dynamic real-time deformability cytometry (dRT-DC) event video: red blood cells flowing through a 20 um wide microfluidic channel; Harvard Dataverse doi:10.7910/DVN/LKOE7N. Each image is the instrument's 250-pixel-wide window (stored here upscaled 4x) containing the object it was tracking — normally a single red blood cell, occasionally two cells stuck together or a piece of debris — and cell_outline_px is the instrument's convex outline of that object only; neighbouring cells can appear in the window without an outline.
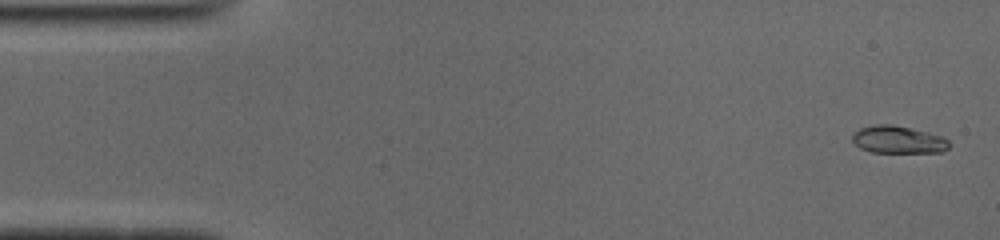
{"species": "common noctule bat (a hibernating species)", "species_latin": "Nyctalus noctula", "temperature_condition": "cold", "stored_images_in_passage": 51, "camera_frame_rate_fps": 3000, "um_per_image_px": 0.085, "animal": {"sex": "male", "body_mass_g": 19.0, "forearm_length_mm": 50.8}, "frame": {"image": 1, "passage_image": 2, "time_ms": 0.333, "image_size_px": [1000, 240], "cell_outline_px": [[952, 144], [944, 152], [872, 152], [860, 148], [852, 140], [852, 136], [860, 128], [876, 124], [892, 124], [928, 132], [940, 136], [948, 140]], "centroid_in_image_um": [76.37, 11.87], "position_along_channel_um": 8.6, "area_um2": 15.43}}
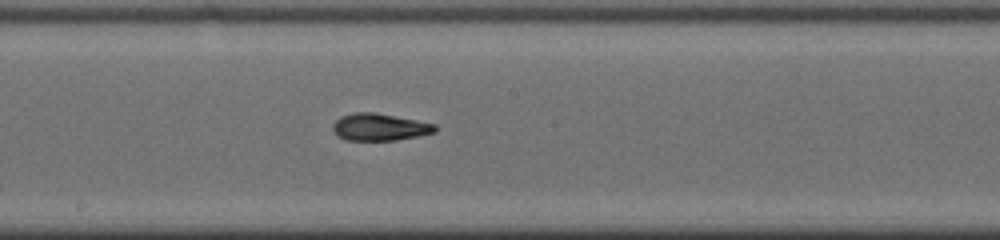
{"frame": {"image": 2, "passage_image": 27, "time_ms": 8.667, "image_size_px": [1000, 240], "cell_outline_px": [[436, 132], [420, 136], [396, 140], [344, 140], [336, 136], [332, 132], [332, 124], [340, 116], [356, 112], [376, 112], [436, 124]], "centroid_in_image_um": [32.23, 10.8], "position_along_channel_um": 216.0, "area_um2": 16.42}}
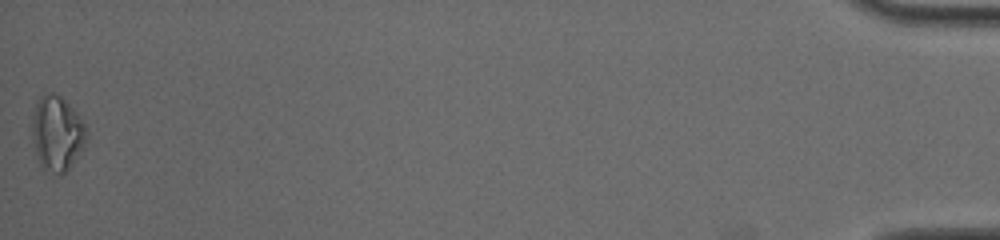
{"frame": {"image": 3, "passage_image": 51, "time_ms": 16.667, "image_size_px": [1000, 240], "cell_outline_px": [[88, 136], [80, 152], [68, 168], [60, 176], [44, 168], [40, 164], [36, 156], [28, 124], [36, 100], [44, 92], [56, 92], [80, 116], [88, 132]], "centroid_in_image_um": [4.78, 11.28], "position_along_channel_um": 430.4, "area_um2": 24.33}, "authors_computed_cell_mechanics": {"area_um2": 16.2996, "velocity_mm_per_s": 3.9422, "shape_relaxation_time_tau1_ms": 10.6594, "shape_relaxation_time_tau2_ms": 2.2255, "deformation_change_tau1": 0.2857, "deformation_change_tau2": 0.089}}